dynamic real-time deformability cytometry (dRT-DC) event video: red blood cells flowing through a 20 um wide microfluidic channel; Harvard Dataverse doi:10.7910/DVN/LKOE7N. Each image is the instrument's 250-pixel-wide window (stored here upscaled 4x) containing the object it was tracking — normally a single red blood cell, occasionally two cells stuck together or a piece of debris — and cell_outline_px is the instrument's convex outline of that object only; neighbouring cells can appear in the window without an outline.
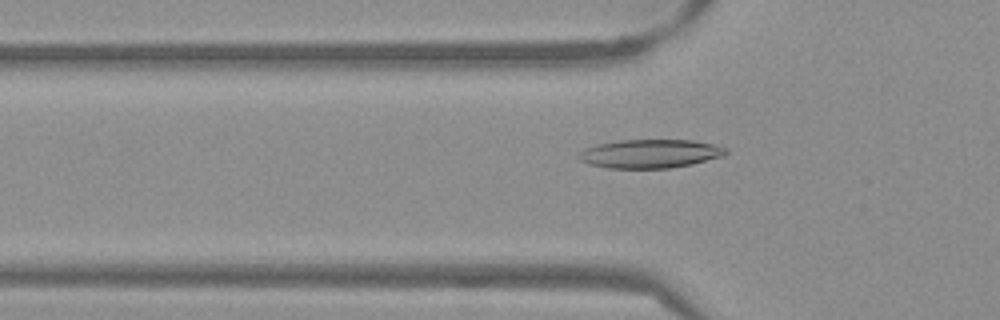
{"species": "Egyptian fruit bat (a non-hibernating species)", "species_latin": "Rousettus aegyptiacus", "temperature_condition": "warm", "stored_images_in_passage": 52, "camera_frame_rate_fps": 3000, "um_per_image_px": 0.085, "frame": {"image": 1, "passage_image": 17, "time_ms": 5.333, "image_size_px": [1000, 320], "cell_outline_px": [[728, 152], [724, 156], [692, 164], [668, 168], [608, 168], [588, 164], [580, 160], [576, 156], [584, 148], [596, 144], [620, 140], [692, 140], [712, 144], [728, 148]], "centroid_in_image_um": [55.24, 13.06], "position_along_channel_um": 70.6, "area_um2": 24.68}}
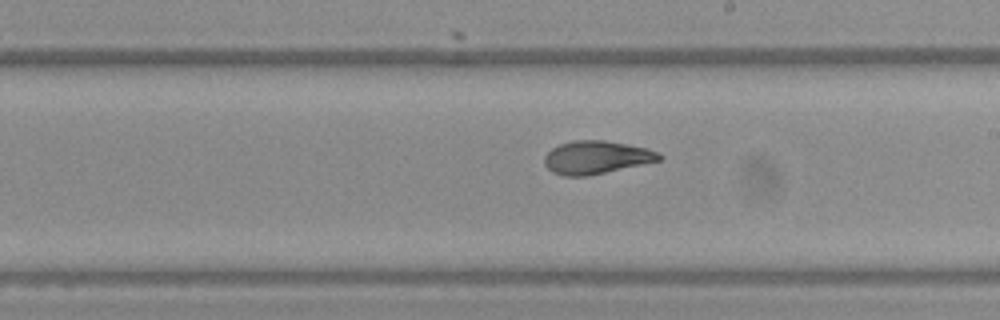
{"frame": {"image": 2, "passage_image": 30, "time_ms": 9.667, "image_size_px": [1000, 320], "cell_outline_px": [[664, 156], [660, 160], [588, 176], [564, 176], [552, 172], [544, 164], [544, 156], [552, 148], [560, 144], [572, 140], [604, 140], [648, 148], [660, 152]], "centroid_in_image_um": [50.69, 13.37], "position_along_channel_um": 238.3, "area_um2": 22.14}}
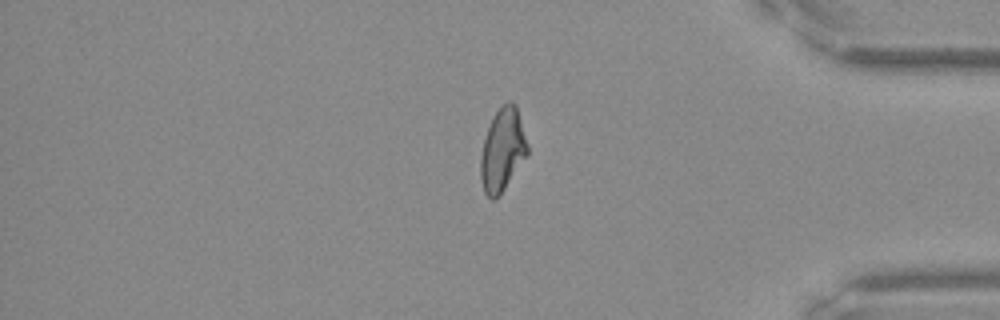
{"frame": {"image": 3, "passage_image": 44, "time_ms": 14.333, "image_size_px": [1000, 320], "cell_outline_px": [[528, 152], [496, 200], [492, 200], [484, 192], [480, 180], [480, 156], [484, 140], [488, 128], [496, 112], [508, 100], [512, 100], [516, 104], [528, 144]], "centroid_in_image_um": [42.7, 12.74], "position_along_channel_um": 392.5, "area_um2": 22.31}, "authors_computed_cell_mechanics": {"area_um2": 22.9755, "velocity_mm_per_s": 3.8402, "shape_relaxation_time_tau1_ms": null, "shape_relaxation_time_tau2_ms": 1.4545, "deformation_change_tau1": null, "deformation_change_tau2": 0.0775}}